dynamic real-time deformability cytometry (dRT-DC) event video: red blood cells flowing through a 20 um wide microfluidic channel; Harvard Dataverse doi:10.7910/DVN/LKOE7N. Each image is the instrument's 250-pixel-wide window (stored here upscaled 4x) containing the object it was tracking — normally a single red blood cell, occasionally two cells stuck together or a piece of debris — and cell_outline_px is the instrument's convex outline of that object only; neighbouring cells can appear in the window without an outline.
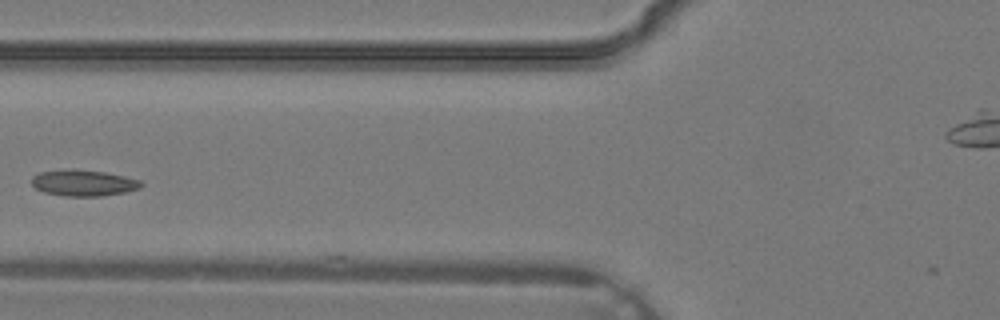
{"species": "common noctule bat (a hibernating species)", "species_latin": "Nyctalus noctula", "temperature_condition": "warm", "stored_images_in_passage": 5, "camera_frame_rate_fps": 3000, "um_per_image_px": 0.085, "animal": {"sex": "male", "body_mass_g": 19.2, "forearm_length_mm": 51.8}, "frame": {"image": 1, "passage_image": 4, "time_ms": 1.0, "image_size_px": [1000, 320], "cell_outline_px": [[144, 184], [140, 188], [124, 192], [100, 196], [64, 196], [44, 192], [36, 188], [32, 184], [32, 176], [40, 172], [72, 168], [76, 168], [104, 172], [124, 176], [140, 180]], "centroid_in_image_um": [7.09, 15.53], "position_along_channel_um": 118.7, "area_um2": 16.76}}